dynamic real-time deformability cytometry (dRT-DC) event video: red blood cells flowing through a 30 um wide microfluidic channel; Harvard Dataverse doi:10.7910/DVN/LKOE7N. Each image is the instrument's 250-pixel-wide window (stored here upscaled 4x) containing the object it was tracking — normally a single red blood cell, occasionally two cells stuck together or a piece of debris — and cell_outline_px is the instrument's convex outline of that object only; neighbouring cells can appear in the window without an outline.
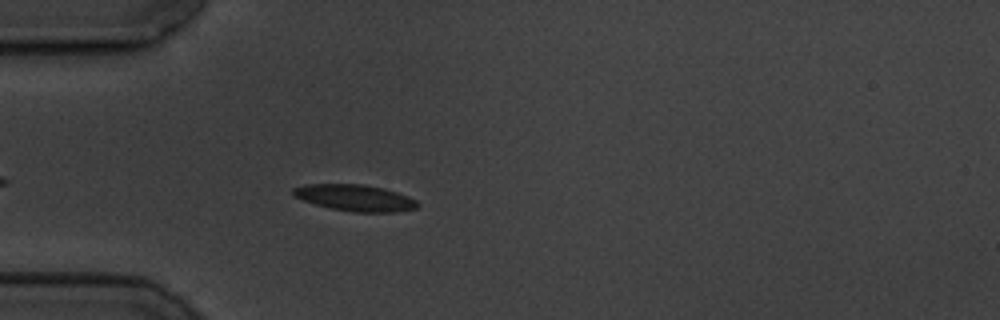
{"species": "common noctule bat (a hibernating species)", "species_latin": "Nyctalus noctula", "temperature_condition": "cold", "stored_images_in_passage": 44, "camera_frame_rate_fps": 3000, "um_per_image_px": 0.085, "animal": {"sex": "male", "body_mass_g": 19.5, "forearm_length_mm": 54.6}, "frame": {"image": 1, "passage_image": 6, "time_ms": 1.667, "image_size_px": [1000, 320], "cell_outline_px": [[420, 204], [416, 208], [396, 212], [352, 212], [332, 208], [316, 204], [304, 200], [296, 196], [292, 192], [292, 188], [304, 184], [364, 184], [384, 188], [408, 196], [416, 200]], "centroid_in_image_um": [30.21, 16.81], "position_along_channel_um": 54.8, "area_um2": 19.07}}
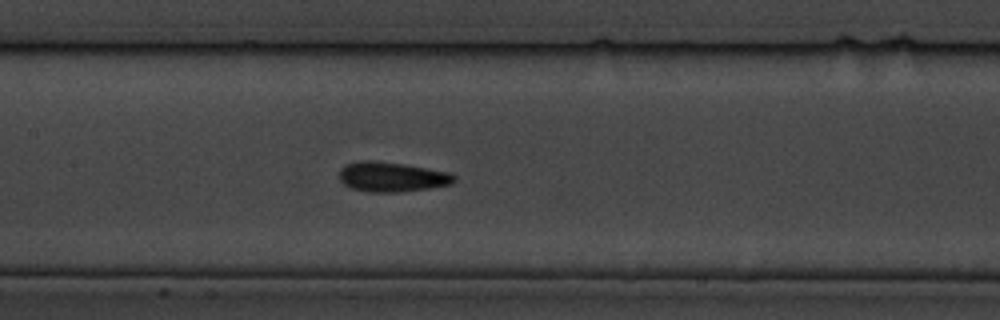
{"frame": {"image": 2, "passage_image": 17, "time_ms": 5.333, "image_size_px": [1000, 320], "cell_outline_px": [[456, 180], [452, 184], [428, 188], [400, 192], [368, 192], [352, 188], [344, 184], [340, 180], [340, 168], [344, 164], [360, 160], [372, 160], [404, 164], [448, 172], [456, 176]], "centroid_in_image_um": [33.29, 15.03], "position_along_channel_um": 174.1, "area_um2": 20.0}}
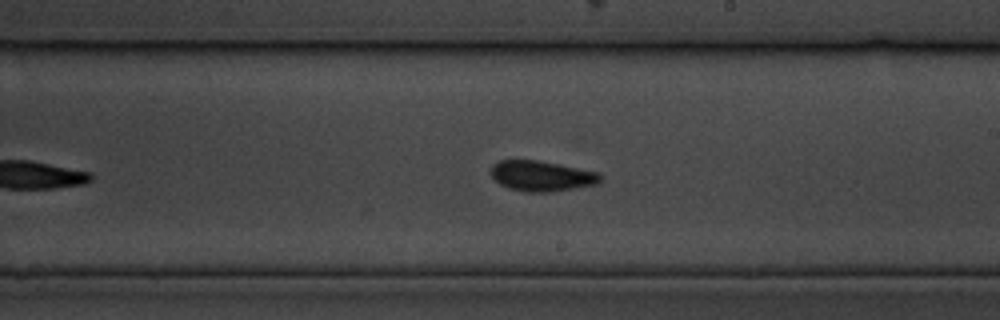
{"frame": {"image": 3, "passage_image": 23, "time_ms": 7.333, "image_size_px": [1000, 320], "cell_outline_px": [[604, 176], [600, 184], [552, 192], [524, 192], [508, 188], [500, 184], [488, 172], [492, 164], [500, 160], [536, 160], [560, 164], [600, 172]], "centroid_in_image_um": [46.08, 14.96], "position_along_channel_um": 242.9, "area_um2": 19.88}, "authors_computed_cell_mechanics": {"area_um2": 18.4093, "velocity_mm_per_s": 3.4669, "shape_relaxation_time_tau1_ms": 9.9925, "shape_relaxation_time_tau2_ms": 1.589, "deformation_change_tau1": 0.2468, "deformation_change_tau2": 0.0737}}